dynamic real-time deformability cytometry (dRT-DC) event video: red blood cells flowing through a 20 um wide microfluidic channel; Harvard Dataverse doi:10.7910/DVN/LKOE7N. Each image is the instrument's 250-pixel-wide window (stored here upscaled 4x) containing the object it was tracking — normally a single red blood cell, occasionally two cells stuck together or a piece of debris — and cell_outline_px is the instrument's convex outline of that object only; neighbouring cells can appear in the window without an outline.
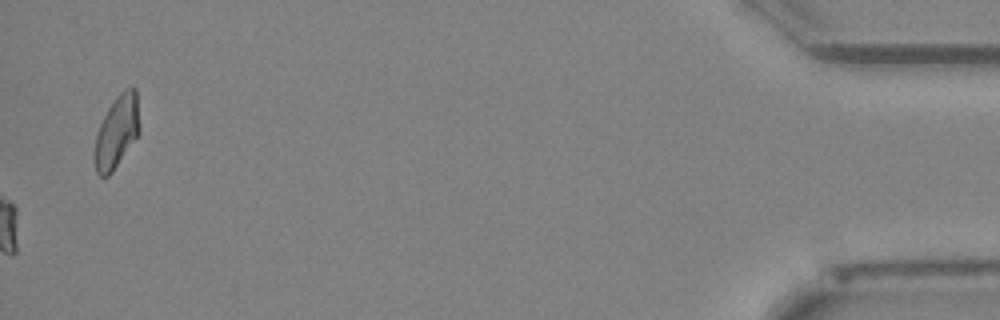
{"species": "Egyptian fruit bat (a non-hibernating species)", "species_latin": "Rousettus aegyptiacus", "temperature_condition": "cold", "stored_images_in_passage": 41, "camera_frame_rate_fps": 3000, "um_per_image_px": 0.085, "animal": {"sex": "female"}, "frame": {"image": 1, "passage_image": 41, "time_ms": 13.333, "image_size_px": [1000, 320], "cell_outline_px": [[140, 132], [112, 172], [108, 176], [100, 176], [96, 172], [92, 160], [96, 132], [108, 108], [116, 96], [124, 88], [132, 84], [136, 88], [140, 128]], "centroid_in_image_um": [9.91, 11.18], "position_along_channel_um": 425.3, "area_um2": 19.36}, "authors_computed_cell_mechanics": {"area_um2": 21.5016, "velocity_mm_per_s": 3.9354, "shape_relaxation_time_tau1_ms": 2.9644, "shape_relaxation_time_tau2_ms": 1.8172, "deformation_change_tau1": 0.1433, "deformation_change_tau2": 0.0808}}